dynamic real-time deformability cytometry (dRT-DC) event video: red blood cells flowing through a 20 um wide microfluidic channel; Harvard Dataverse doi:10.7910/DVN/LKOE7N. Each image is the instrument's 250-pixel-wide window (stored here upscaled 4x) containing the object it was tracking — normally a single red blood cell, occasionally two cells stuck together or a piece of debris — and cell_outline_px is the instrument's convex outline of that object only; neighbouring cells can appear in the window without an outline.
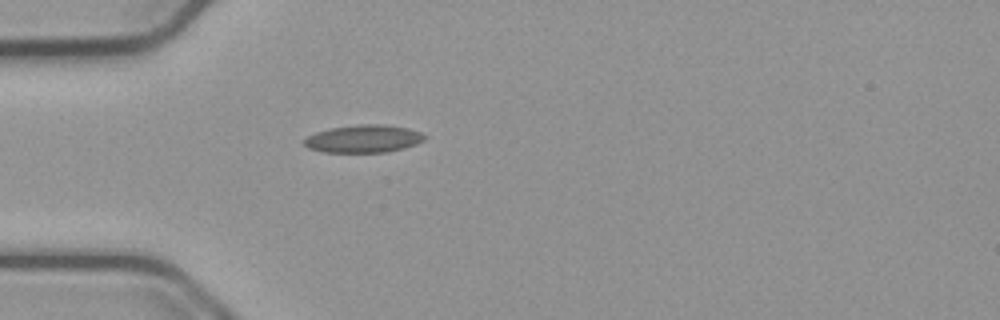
{"species": "common noctule bat (a hibernating species)", "species_latin": "Nyctalus noctula", "temperature_condition": "cold", "stored_images_in_passage": 39, "camera_frame_rate_fps": 3000, "um_per_image_px": 0.085, "animal": {"sex": "male", "body_mass_g": 23.1, "forearm_length_mm": 52.7}, "frame": {"image": 1, "passage_image": 1, "time_ms": 0.0, "image_size_px": [1000, 320], "cell_outline_px": [[424, 140], [416, 144], [404, 148], [388, 152], [324, 152], [308, 148], [304, 144], [304, 140], [308, 136], [316, 132], [332, 128], [360, 124], [384, 124], [408, 128], [420, 132], [424, 136]], "centroid_in_image_um": [30.91, 11.79], "position_along_channel_um": 54.1, "area_um2": 19.31}}
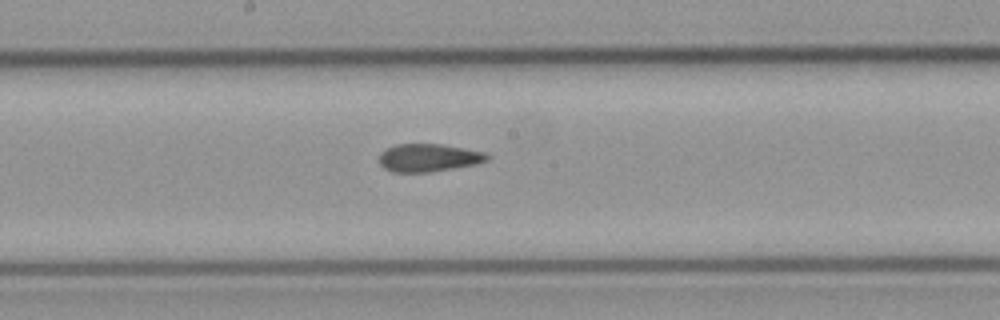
{"frame": {"image": 2, "passage_image": 14, "time_ms": 4.333, "image_size_px": [1000, 320], "cell_outline_px": [[488, 160], [476, 164], [428, 172], [392, 172], [384, 168], [380, 164], [380, 152], [396, 144], [440, 144], [484, 152], [488, 156]], "centroid_in_image_um": [36.39, 13.41], "position_along_channel_um": 211.8, "area_um2": 17.28}}
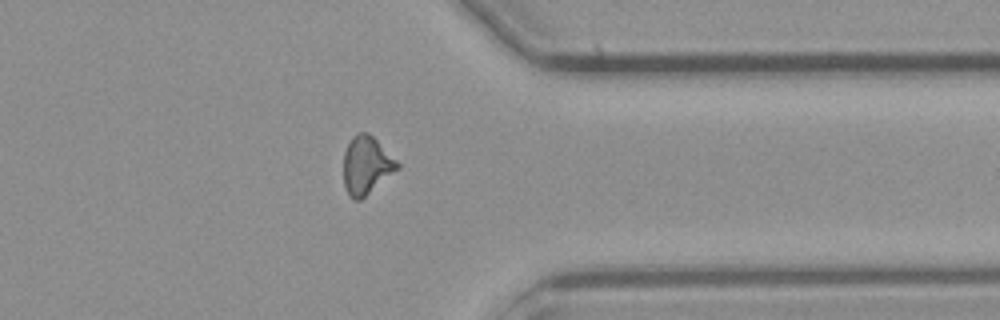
{"frame": {"image": 3, "passage_image": 28, "time_ms": 9.0, "image_size_px": [1000, 320], "cell_outline_px": [[400, 168], [360, 200], [352, 200], [348, 196], [344, 184], [344, 152], [352, 136], [356, 132], [368, 132], [400, 164]], "centroid_in_image_um": [31.13, 14.06], "position_along_channel_um": 380.3, "area_um2": 18.09}, "authors_computed_cell_mechanics": {"area_um2": 17.7446, "velocity_mm_per_s": 3.7819, "shape_relaxation_time_tau1_ms": null, "shape_relaxation_time_tau2_ms": 2.3677, "deformation_change_tau1": null, "deformation_change_tau2": 0.0899}}